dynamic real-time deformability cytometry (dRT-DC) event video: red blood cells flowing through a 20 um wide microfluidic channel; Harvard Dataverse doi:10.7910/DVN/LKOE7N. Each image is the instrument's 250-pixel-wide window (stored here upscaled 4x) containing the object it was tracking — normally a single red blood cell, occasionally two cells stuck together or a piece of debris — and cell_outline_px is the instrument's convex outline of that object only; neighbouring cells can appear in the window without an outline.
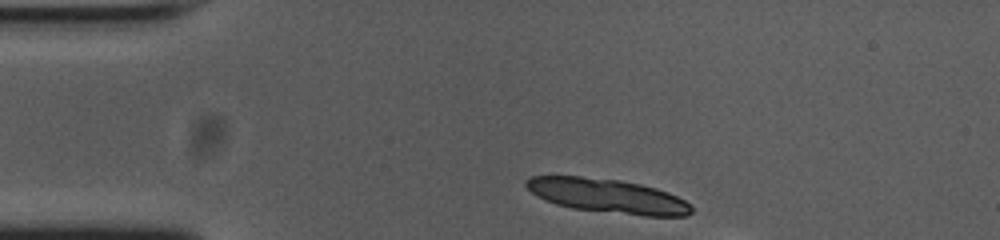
{"species": "common noctule bat (a hibernating species)", "species_latin": "Nyctalus noctula", "temperature_condition": "cold", "stored_images_in_passage": 8, "camera_frame_rate_fps": 3000, "um_per_image_px": 0.085, "animal": {"sex": "female", "body_mass_g": 23.0, "forearm_length_mm": 53.4}, "frame": {"image": 1, "passage_image": 2, "time_ms": 0.333, "image_size_px": [1000, 240], "cell_outline_px": [[692, 212], [688, 216], [644, 216], [572, 208], [556, 204], [544, 200], [532, 192], [524, 184], [524, 180], [532, 176], [580, 176], [620, 180], [640, 184], [656, 188], [668, 192], [684, 200], [692, 208]], "centroid_in_image_um": [51.64, 16.65], "position_along_channel_um": 33.4, "area_um2": 32.83}}